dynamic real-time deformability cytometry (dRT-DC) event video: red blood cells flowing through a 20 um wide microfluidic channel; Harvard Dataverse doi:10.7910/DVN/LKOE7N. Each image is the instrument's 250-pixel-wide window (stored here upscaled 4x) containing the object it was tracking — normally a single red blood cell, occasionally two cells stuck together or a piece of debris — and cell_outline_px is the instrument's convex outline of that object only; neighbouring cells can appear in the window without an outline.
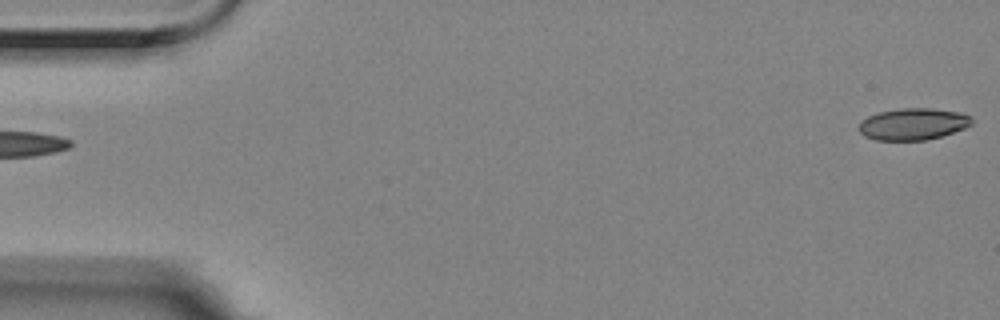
{"species": "Egyptian fruit bat (a non-hibernating species)", "species_latin": "Rousettus aegyptiacus", "temperature_condition": "room temperature", "stored_images_in_passage": 2, "segment_of_instrument_passage": [2, 2], "camera_frame_rate_fps": 3000, "um_per_image_px": 0.085, "animal": {"sex": "female"}, "frame": {"image": 1, "passage_image": 2, "time_ms": 0.333, "image_size_px": [1000, 320], "cell_outline_px": [[972, 124], [964, 128], [940, 136], [924, 140], [876, 140], [864, 136], [856, 128], [860, 120], [868, 116], [880, 112], [900, 108], [932, 108], [960, 112], [972, 116]], "centroid_in_image_um": [77.57, 10.54], "position_along_channel_um": 7.4, "area_um2": 20.98}}